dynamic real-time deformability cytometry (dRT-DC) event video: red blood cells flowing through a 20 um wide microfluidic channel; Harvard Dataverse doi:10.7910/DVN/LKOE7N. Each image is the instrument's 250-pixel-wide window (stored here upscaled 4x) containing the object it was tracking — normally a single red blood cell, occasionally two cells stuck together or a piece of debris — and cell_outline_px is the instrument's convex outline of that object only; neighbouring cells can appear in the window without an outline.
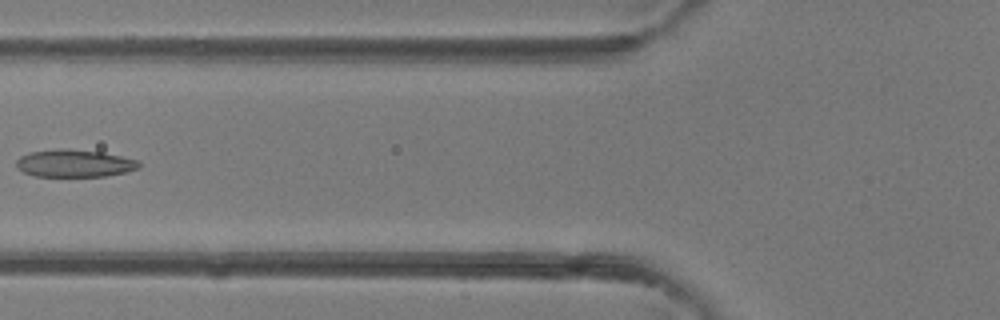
{"species": "common noctule bat (a hibernating species)", "species_latin": "Nyctalus noctula", "temperature_condition": "room temperature", "stored_images_in_passage": 6, "camera_frame_rate_fps": 3000, "um_per_image_px": 0.085, "animal": {"sex": "female"}, "frame": {"image": 1, "passage_image": 6, "time_ms": 5.667, "image_size_px": [1000, 320], "cell_outline_px": [[140, 168], [124, 172], [104, 176], [36, 176], [24, 172], [16, 168], [16, 160], [20, 156], [28, 152], [56, 148], [68, 148], [104, 152], [140, 160]], "centroid_in_image_um": [6.32, 13.86], "position_along_channel_um": 119.5, "area_um2": 19.94}}